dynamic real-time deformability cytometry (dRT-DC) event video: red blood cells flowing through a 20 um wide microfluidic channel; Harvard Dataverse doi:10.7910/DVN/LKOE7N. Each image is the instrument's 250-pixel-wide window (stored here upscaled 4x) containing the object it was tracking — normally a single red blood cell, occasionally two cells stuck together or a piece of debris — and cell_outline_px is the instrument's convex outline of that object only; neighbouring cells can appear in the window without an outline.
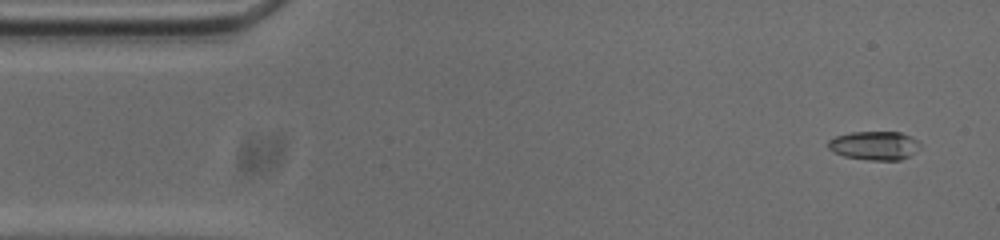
{"species": "common noctule bat (a hibernating species)", "species_latin": "Nyctalus noctula", "temperature_condition": "cold", "stored_images_in_passage": 51, "camera_frame_rate_fps": 3000, "um_per_image_px": 0.085, "animal": {"sex": "male", "body_mass_g": 20.0, "forearm_length_mm": 53.3}, "frame": {"image": 1, "passage_image": 3, "time_ms": 0.667, "image_size_px": [1000, 240], "cell_outline_px": [[920, 144], [916, 152], [900, 160], [872, 160], [844, 156], [828, 148], [828, 140], [836, 136], [852, 132], [900, 132], [916, 140]], "centroid_in_image_um": [74.32, 12.37], "position_along_channel_um": 10.7, "area_um2": 15.14}}
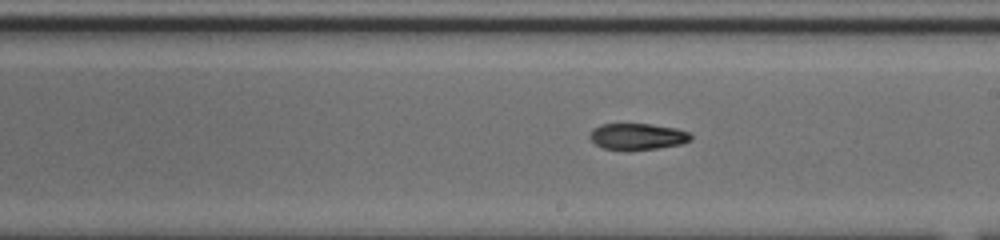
{"frame": {"image": 2, "passage_image": 29, "time_ms": 9.333, "image_size_px": [1000, 240], "cell_outline_px": [[692, 140], [680, 144], [656, 148], [604, 148], [596, 144], [588, 136], [592, 128], [600, 124], [652, 124], [676, 128], [688, 132], [692, 136]], "centroid_in_image_um": [54.19, 11.56], "position_along_channel_um": 234.8, "area_um2": 15.09}}
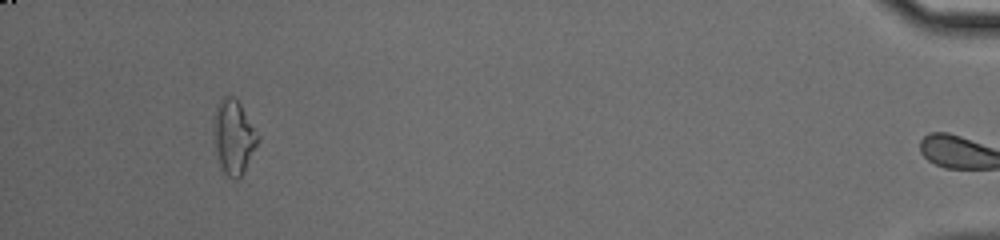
{"frame": {"image": 3, "passage_image": 50, "time_ms": 16.333, "image_size_px": [1000, 240], "cell_outline_px": [[256, 144], [244, 172], [236, 180], [228, 176], [224, 172], [220, 164], [216, 152], [212, 120], [216, 104], [224, 96], [232, 96], [240, 104], [256, 136]], "centroid_in_image_um": [19.78, 11.63], "position_along_channel_um": 415.4, "area_um2": 18.32}}